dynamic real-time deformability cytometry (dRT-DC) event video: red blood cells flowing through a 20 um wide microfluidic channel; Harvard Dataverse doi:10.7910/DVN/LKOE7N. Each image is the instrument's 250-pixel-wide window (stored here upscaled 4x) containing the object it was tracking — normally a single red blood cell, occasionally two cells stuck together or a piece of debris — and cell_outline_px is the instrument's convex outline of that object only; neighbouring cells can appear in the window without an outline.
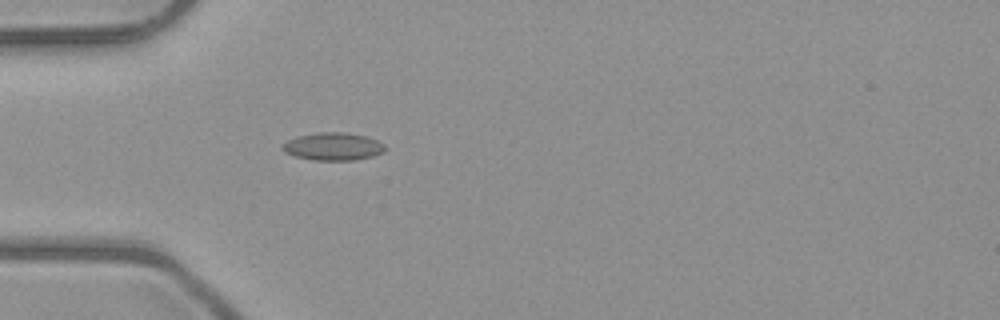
{"species": "common noctule bat (a hibernating species)", "species_latin": "Nyctalus noctula", "temperature_condition": "room temperature", "stored_images_in_passage": 5, "camera_frame_rate_fps": 3000, "um_per_image_px": 0.085, "animal": {"sex": "male", "body_mass_g": 23.1, "forearm_length_mm": 52.7}, "frame": {"image": 1, "passage_image": 5, "time_ms": 4.667, "image_size_px": [1000, 320], "cell_outline_px": [[384, 152], [372, 156], [356, 160], [312, 160], [296, 156], [284, 152], [280, 148], [288, 140], [296, 136], [320, 132], [344, 132], [364, 136], [376, 140], [384, 144]], "centroid_in_image_um": [28.29, 12.45], "position_along_channel_um": 56.7, "area_um2": 16.47}}